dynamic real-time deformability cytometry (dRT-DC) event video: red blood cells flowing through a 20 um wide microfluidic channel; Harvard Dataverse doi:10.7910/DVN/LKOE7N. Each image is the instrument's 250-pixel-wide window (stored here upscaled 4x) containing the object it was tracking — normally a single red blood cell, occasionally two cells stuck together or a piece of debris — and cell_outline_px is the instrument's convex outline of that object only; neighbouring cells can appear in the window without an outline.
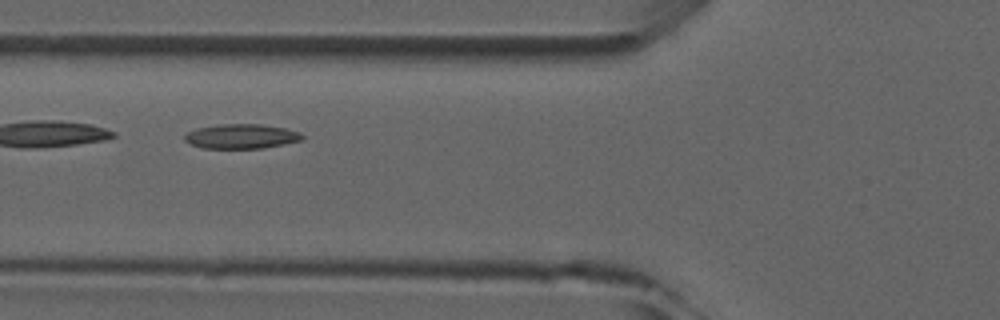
{"species": "common noctule bat (a hibernating species)", "species_latin": "Nyctalus noctula", "temperature_condition": "room temperature", "stored_images_in_passage": 8, "camera_frame_rate_fps": 3000, "um_per_image_px": 0.085, "animal": {"sex": "male", "forearm_length_mm": 52.5}, "frame": {"image": 1, "passage_image": 5, "time_ms": 4.667, "image_size_px": [1000, 320], "cell_outline_px": [[304, 136], [300, 140], [284, 144], [260, 148], [204, 148], [192, 144], [184, 140], [184, 136], [188, 132], [196, 128], [220, 124], [260, 124], [284, 128], [300, 132]], "centroid_in_image_um": [20.5, 11.58], "position_along_channel_um": 105.3, "area_um2": 16.65}}
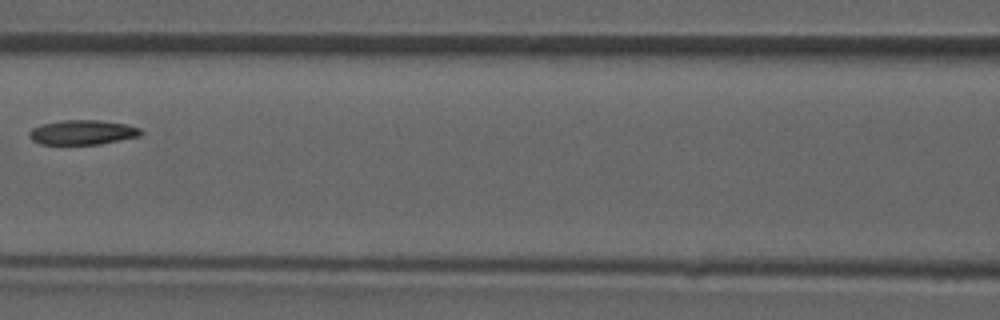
{"frame": {"image": 2, "passage_image": 6, "time_ms": 6.0, "image_size_px": [1000, 320], "cell_outline_px": [[144, 132], [140, 136], [100, 144], [40, 144], [32, 140], [28, 136], [28, 132], [32, 128], [40, 124], [64, 120], [100, 120], [124, 124], [140, 128]], "centroid_in_image_um": [6.99, 11.25], "position_along_channel_um": 159.6, "area_um2": 16.07}}